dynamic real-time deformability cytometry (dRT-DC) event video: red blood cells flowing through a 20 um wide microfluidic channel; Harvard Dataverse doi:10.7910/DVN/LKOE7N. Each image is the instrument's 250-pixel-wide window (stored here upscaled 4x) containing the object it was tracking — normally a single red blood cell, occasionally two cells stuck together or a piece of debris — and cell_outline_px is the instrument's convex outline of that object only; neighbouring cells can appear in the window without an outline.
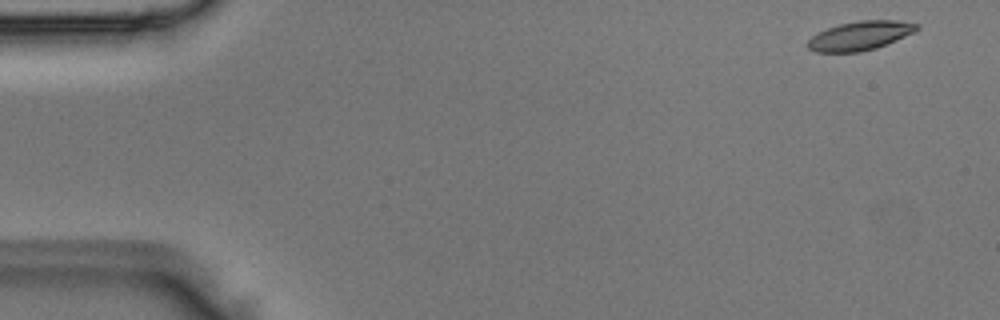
{"species": "Egyptian fruit bat (a non-hibernating species)", "species_latin": "Rousettus aegyptiacus", "temperature_condition": "room temperature", "stored_images_in_passage": 3, "camera_frame_rate_fps": 3000, "um_per_image_px": 0.085, "animal": {"sex": "male"}, "frame": {"image": 1, "passage_image": 1, "time_ms": 0.0, "image_size_px": [1000, 320], "cell_outline_px": [[920, 28], [896, 40], [876, 48], [860, 52], [812, 52], [808, 48], [808, 40], [812, 36], [828, 28], [840, 24], [860, 20], [896, 20], [920, 24]], "centroid_in_image_um": [73.1, 3.04], "position_along_channel_um": 11.9, "area_um2": 18.26}}